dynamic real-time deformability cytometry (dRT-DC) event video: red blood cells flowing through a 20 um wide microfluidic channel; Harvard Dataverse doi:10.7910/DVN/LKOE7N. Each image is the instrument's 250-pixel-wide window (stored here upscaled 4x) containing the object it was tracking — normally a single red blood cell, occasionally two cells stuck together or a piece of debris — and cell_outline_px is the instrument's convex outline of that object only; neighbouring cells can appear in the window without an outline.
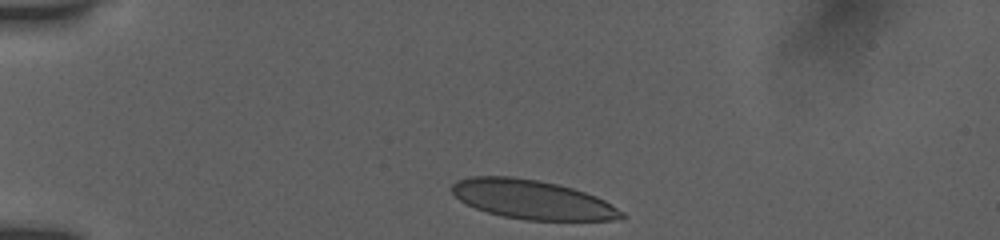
{"species": "human", "species_latin": "Homo sapiens", "temperature_condition": "room temperature", "stored_images_in_passage": 35, "camera_frame_rate_fps": 3000, "um_per_image_px": 0.085, "donor": {"sex": "female"}, "frame": {"image": 1, "passage_image": 1, "time_ms": 0.0, "image_size_px": [1000, 240], "cell_outline_px": [[628, 216], [624, 220], [524, 220], [504, 216], [488, 212], [476, 208], [460, 200], [452, 192], [452, 184], [456, 180], [468, 176], [512, 176], [536, 180], [556, 184], [572, 188], [596, 196], [604, 200], [624, 212]], "centroid_in_image_um": [45.27, 16.96], "position_along_channel_um": 39.7, "area_um2": 38.61}}
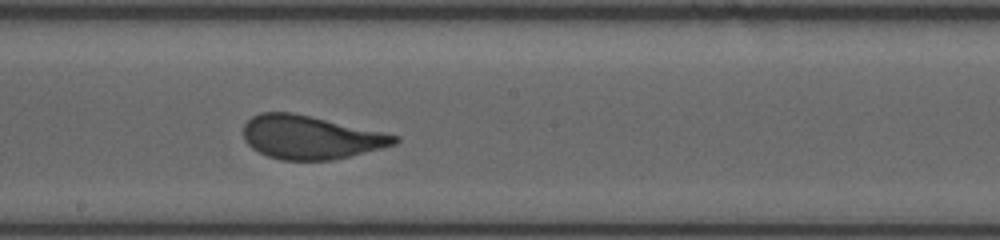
{"frame": {"image": 2, "passage_image": 19, "time_ms": 6.0, "image_size_px": [1000, 240], "cell_outline_px": [[400, 140], [396, 144], [332, 160], [280, 160], [268, 156], [252, 148], [244, 140], [244, 124], [252, 116], [260, 112], [292, 112], [384, 132], [400, 136]], "centroid_in_image_um": [26.38, 11.66], "position_along_channel_um": 221.8, "area_um2": 38.09}}
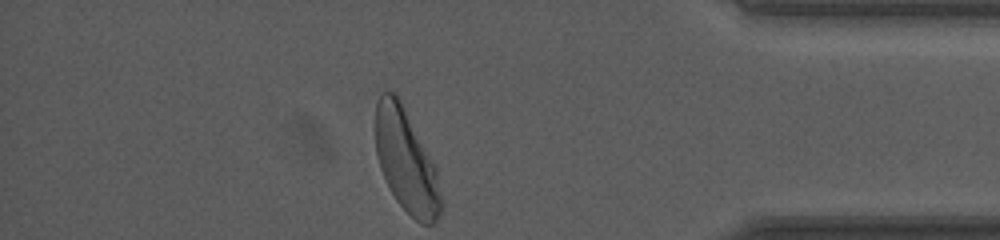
{"frame": {"image": 3, "passage_image": 35, "time_ms": 11.333, "image_size_px": [1000, 240], "cell_outline_px": [[444, 208], [436, 220], [432, 224], [420, 224], [396, 200], [380, 168], [376, 152], [376, 100], [380, 92], [392, 92], [400, 100], [436, 168], [444, 200]], "centroid_in_image_um": [34.56, 13.73], "position_along_channel_um": 400.6, "area_um2": 39.07}, "authors_computed_cell_mechanics": {"area_um2": 39.0728, "velocity_mm_per_s": 3.8606, "shape_relaxation_time_tau1_ms": 4.5502, "shape_relaxation_time_tau2_ms": null, "deformation_change_tau1": 0.1807, "deformation_change_tau2": null}}